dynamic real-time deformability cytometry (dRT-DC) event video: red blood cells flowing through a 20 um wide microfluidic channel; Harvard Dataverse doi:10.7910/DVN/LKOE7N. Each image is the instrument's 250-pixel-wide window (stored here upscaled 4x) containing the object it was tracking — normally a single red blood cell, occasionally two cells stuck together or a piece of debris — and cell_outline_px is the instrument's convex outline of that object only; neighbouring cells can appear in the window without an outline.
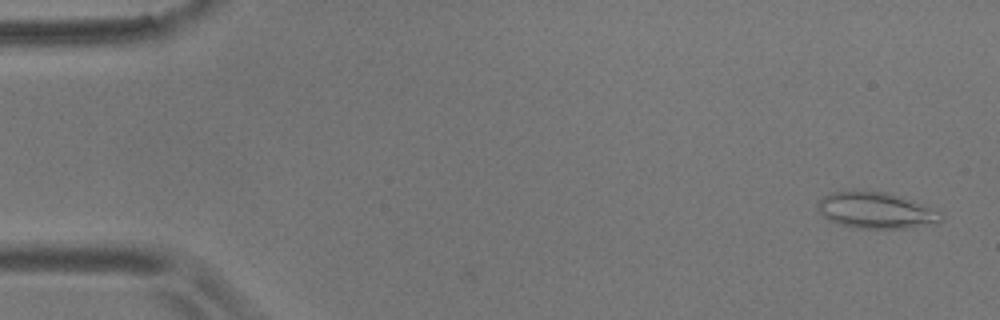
{"species": "common noctule bat (a hibernating species)", "species_latin": "Nyctalus noctula", "temperature_condition": "room temperature", "stored_images_in_passage": 3, "camera_frame_rate_fps": 3000, "um_per_image_px": 0.085, "animal": {"sex": "male", "body_mass_g": 17.9}, "frame": {"image": 1, "passage_image": 3, "time_ms": 0.667, "image_size_px": [1000, 320], "cell_outline_px": [[944, 220], [936, 224], [912, 228], [860, 228], [840, 224], [828, 220], [816, 208], [816, 204], [824, 196], [832, 192], [884, 192], [900, 196], [912, 200], [940, 212], [944, 216]], "centroid_in_image_um": [74.5, 17.91], "position_along_channel_um": 10.5, "area_um2": 25.78}}